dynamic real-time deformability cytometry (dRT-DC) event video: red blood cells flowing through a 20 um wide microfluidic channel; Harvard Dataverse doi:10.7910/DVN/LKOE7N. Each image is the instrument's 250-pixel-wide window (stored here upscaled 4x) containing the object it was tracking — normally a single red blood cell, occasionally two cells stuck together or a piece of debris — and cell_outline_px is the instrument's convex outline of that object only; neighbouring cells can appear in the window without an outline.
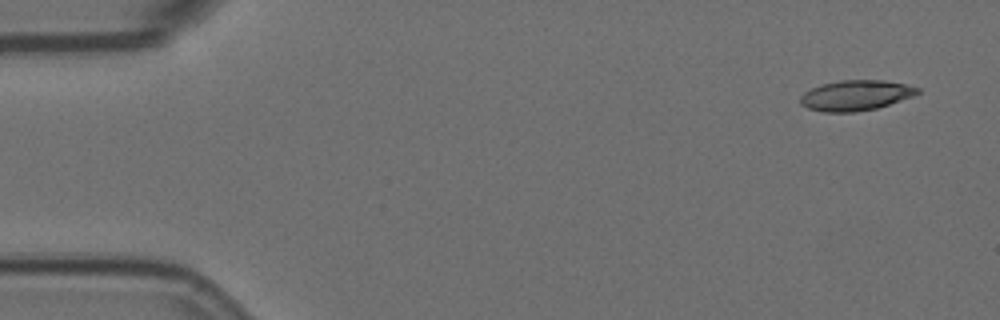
{"species": "Egyptian fruit bat (a non-hibernating species)", "species_latin": "Rousettus aegyptiacus", "temperature_condition": "room temperature", "stored_images_in_passage": 5, "camera_frame_rate_fps": 3000, "um_per_image_px": 0.085, "animal": {"sex": "female"}, "frame": {"image": 1, "passage_image": 1, "time_ms": 0.0, "image_size_px": [1000, 320], "cell_outline_px": [[920, 92], [912, 96], [876, 108], [856, 112], [824, 112], [808, 108], [800, 104], [800, 96], [804, 92], [820, 84], [840, 80], [884, 80], [908, 84], [920, 88]], "centroid_in_image_um": [72.72, 8.09], "position_along_channel_um": 12.3, "area_um2": 20.75}}
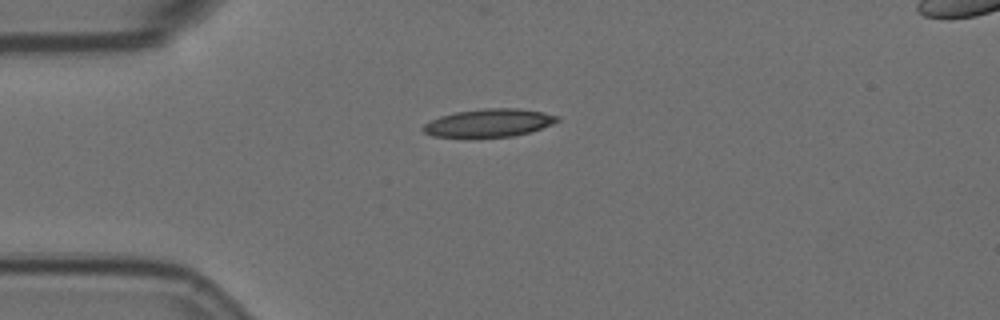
{"frame": {"image": 2, "passage_image": 4, "time_ms": 1.0, "image_size_px": [1000, 320], "cell_outline_px": [[560, 120], [552, 124], [528, 132], [512, 136], [432, 136], [424, 132], [420, 128], [424, 124], [440, 116], [456, 112], [484, 108], [516, 108], [544, 112], [560, 116]], "centroid_in_image_um": [41.58, 10.42], "position_along_channel_um": 43.4, "area_um2": 21.5}}